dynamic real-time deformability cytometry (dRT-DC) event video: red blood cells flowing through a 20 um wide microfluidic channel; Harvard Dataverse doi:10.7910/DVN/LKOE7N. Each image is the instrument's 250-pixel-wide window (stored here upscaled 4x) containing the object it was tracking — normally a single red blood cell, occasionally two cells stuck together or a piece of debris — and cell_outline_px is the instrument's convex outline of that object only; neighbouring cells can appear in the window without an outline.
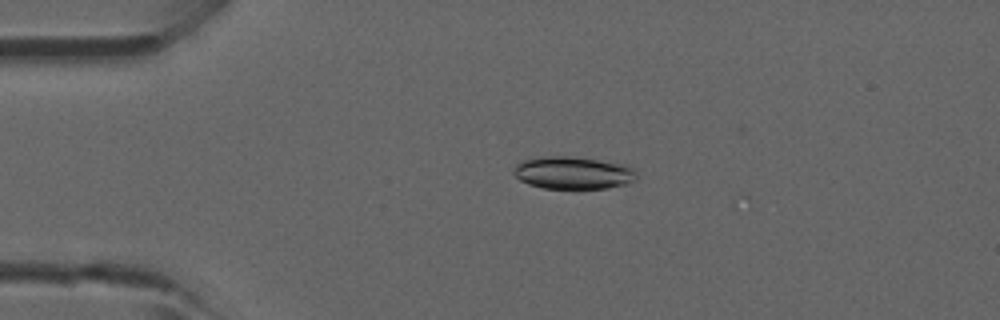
{"species": "common noctule bat (a hibernating species)", "species_latin": "Nyctalus noctula", "temperature_condition": "room temperature", "stored_images_in_passage": 20, "camera_frame_rate_fps": 3000, "um_per_image_px": 0.085, "animal": {"sex": "male", "forearm_length_mm": 52.5}, "frame": {"image": 1, "passage_image": 9, "time_ms": 2.667, "image_size_px": [1000, 320], "cell_outline_px": [[636, 180], [624, 184], [608, 188], [544, 188], [528, 184], [520, 180], [512, 172], [512, 168], [520, 160], [540, 156], [568, 156], [628, 164], [636, 172]], "centroid_in_image_um": [48.68, 14.67], "position_along_channel_um": 36.3, "area_um2": 23.47}}
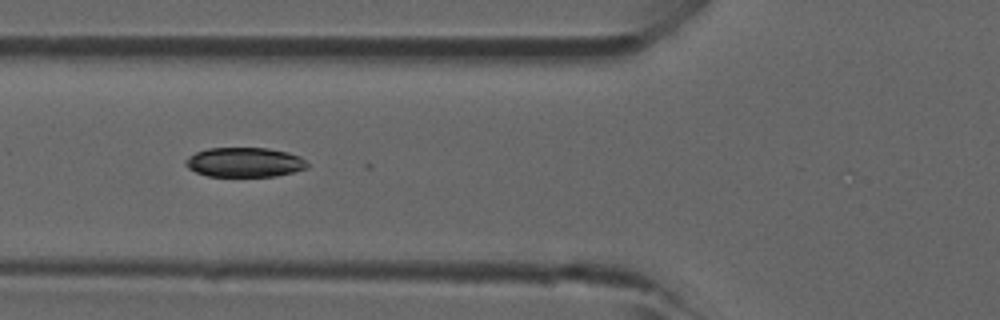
{"frame": {"image": 2, "passage_image": 16, "time_ms": 5.0, "image_size_px": [1000, 320], "cell_outline_px": [[308, 168], [276, 176], [208, 176], [196, 172], [188, 168], [184, 164], [184, 160], [188, 156], [196, 152], [208, 148], [268, 148], [288, 152], [300, 156], [308, 164]], "centroid_in_image_um": [20.77, 13.79], "position_along_channel_um": 105.0, "area_um2": 21.04}}
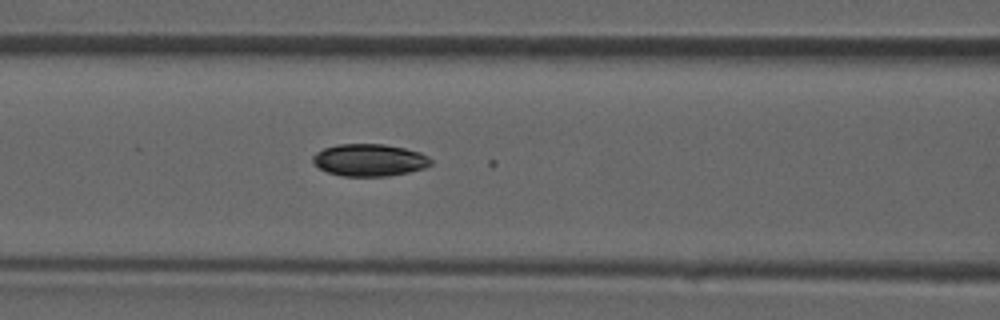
{"frame": {"image": 3, "passage_image": 18, "time_ms": 5.667, "image_size_px": [1000, 320], "cell_outline_px": [[432, 164], [424, 168], [408, 172], [388, 176], [344, 176], [328, 172], [312, 164], [312, 156], [316, 152], [324, 148], [336, 144], [384, 144], [404, 148], [420, 152], [428, 156], [432, 160]], "centroid_in_image_um": [31.39, 13.6], "position_along_channel_um": 135.2, "area_um2": 22.25}}